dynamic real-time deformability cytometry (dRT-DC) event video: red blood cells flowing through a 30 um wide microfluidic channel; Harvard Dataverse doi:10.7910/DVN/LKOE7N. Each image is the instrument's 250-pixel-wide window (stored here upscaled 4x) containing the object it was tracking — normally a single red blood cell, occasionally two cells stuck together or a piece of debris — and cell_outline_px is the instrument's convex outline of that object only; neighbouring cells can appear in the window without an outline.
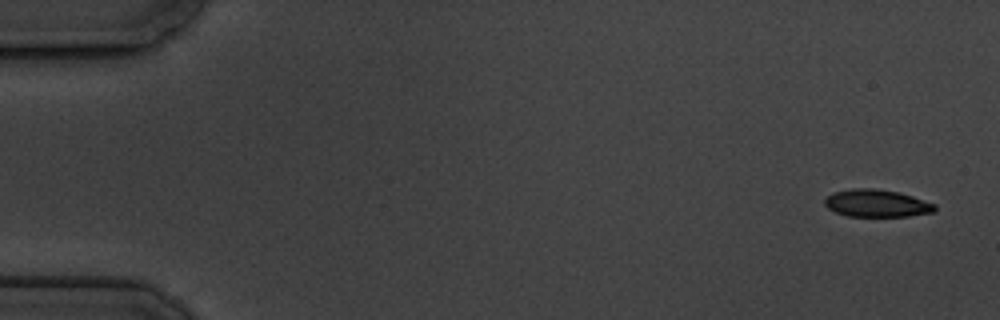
{"species": "common noctule bat (a hibernating species)", "species_latin": "Nyctalus noctula", "temperature_condition": "cold", "stored_images_in_passage": 5, "camera_frame_rate_fps": 3000, "um_per_image_px": 0.085, "animal": {"sex": "male", "body_mass_g": 19.5, "forearm_length_mm": 54.6}, "frame": {"image": 1, "passage_image": 1, "time_ms": 0.0, "image_size_px": [1000, 320], "cell_outline_px": [[936, 208], [932, 212], [908, 216], [848, 216], [836, 212], [828, 208], [824, 204], [824, 200], [832, 192], [852, 188], [872, 188], [900, 192], [936, 204]], "centroid_in_image_um": [74.5, 17.27], "position_along_channel_um": 10.5, "area_um2": 17.57}}
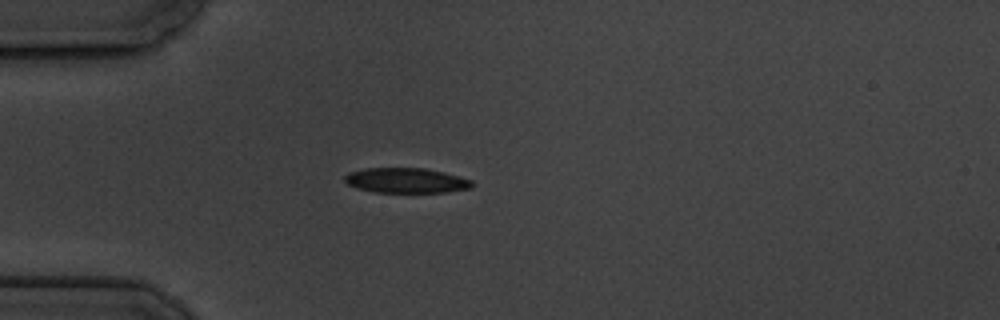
{"frame": {"image": 2, "passage_image": 5, "time_ms": 4.667, "image_size_px": [1000, 320], "cell_outline_px": [[472, 188], [448, 192], [376, 192], [356, 188], [348, 184], [344, 180], [344, 176], [348, 172], [364, 168], [424, 168], [444, 172], [460, 176], [472, 180]], "centroid_in_image_um": [34.52, 15.33], "position_along_channel_um": 50.5, "area_um2": 18.67}}